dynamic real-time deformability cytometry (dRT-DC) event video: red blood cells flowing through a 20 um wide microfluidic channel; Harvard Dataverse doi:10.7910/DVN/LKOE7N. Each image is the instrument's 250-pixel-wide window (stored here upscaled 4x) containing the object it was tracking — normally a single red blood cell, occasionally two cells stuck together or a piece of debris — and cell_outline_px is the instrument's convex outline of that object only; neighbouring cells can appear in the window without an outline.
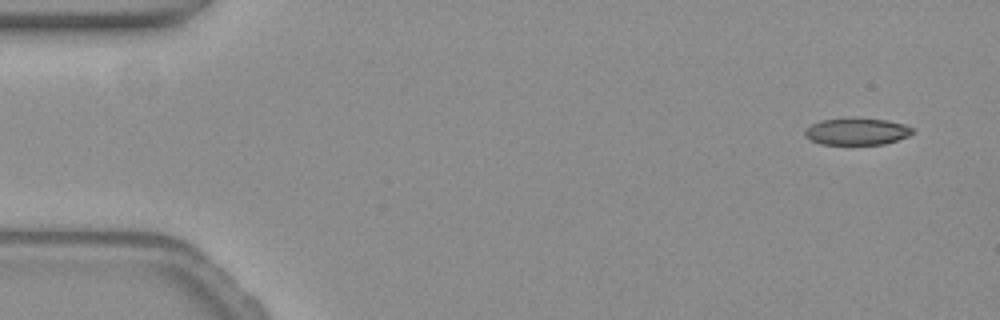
{"species": "common noctule bat (a hibernating species)", "species_latin": "Nyctalus noctula", "temperature_condition": "warm", "stored_images_in_passage": 4, "camera_frame_rate_fps": 3000, "um_per_image_px": 0.085, "animal": {"sex": "female", "body_mass_g": 19.3, "forearm_length_mm": 54.1}, "frame": {"image": 1, "passage_image": 1, "time_ms": 0.0, "image_size_px": [1000, 320], "cell_outline_px": [[912, 132], [908, 136], [884, 144], [824, 144], [812, 140], [804, 132], [812, 124], [820, 120], [888, 120], [904, 124], [912, 128]], "centroid_in_image_um": [72.87, 11.2], "position_along_channel_um": 12.1, "area_um2": 15.95}}